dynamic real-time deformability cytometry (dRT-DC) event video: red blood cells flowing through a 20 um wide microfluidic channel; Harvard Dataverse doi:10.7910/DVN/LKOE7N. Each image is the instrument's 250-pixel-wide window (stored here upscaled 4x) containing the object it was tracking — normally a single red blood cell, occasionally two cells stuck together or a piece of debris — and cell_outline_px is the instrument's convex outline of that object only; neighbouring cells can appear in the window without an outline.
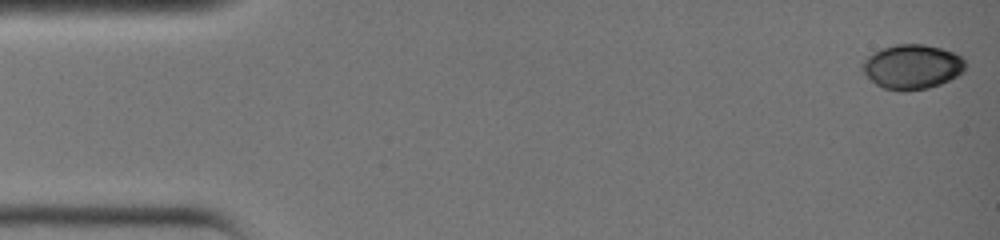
{"species": "common noctule bat (a hibernating species)", "species_latin": "Nyctalus noctula", "temperature_condition": "warm", "stored_images_in_passage": 37, "camera_frame_rate_fps": 3000, "um_per_image_px": 0.085, "animal": {"sex": "female", "body_mass_g": 19.0, "forearm_length_mm": 51.5}, "frame": {"image": 1, "passage_image": 1, "time_ms": 0.0, "image_size_px": [1000, 240], "cell_outline_px": [[964, 72], [940, 84], [928, 88], [884, 88], [876, 84], [860, 68], [860, 64], [872, 52], [896, 44], [924, 44], [940, 48], [952, 52], [960, 56], [964, 60]], "centroid_in_image_um": [77.52, 5.63], "position_along_channel_um": 7.5, "area_um2": 26.01}}
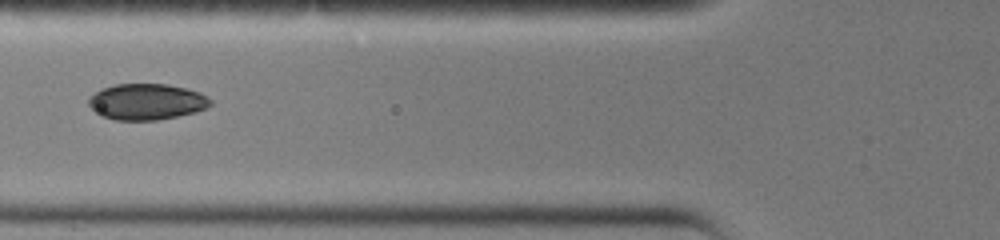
{"frame": {"image": 2, "passage_image": 15, "time_ms": 4.667, "image_size_px": [1000, 240], "cell_outline_px": [[212, 104], [196, 112], [156, 120], [116, 120], [104, 116], [96, 112], [88, 104], [88, 100], [96, 92], [104, 88], [116, 84], [168, 84], [200, 92], [212, 100]], "centroid_in_image_um": [12.49, 8.64], "position_along_channel_um": 113.3, "area_um2": 25.32}}
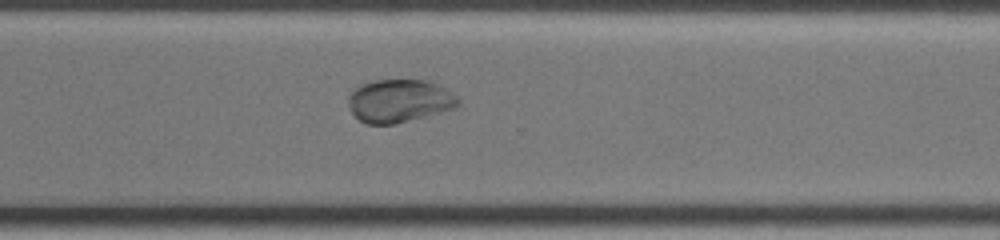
{"frame": {"image": 3, "passage_image": 28, "time_ms": 9.0, "image_size_px": [1000, 240], "cell_outline_px": [[460, 104], [456, 108], [396, 124], [368, 124], [360, 120], [348, 108], [348, 96], [356, 88], [364, 84], [376, 80], [428, 80], [452, 92], [460, 100]], "centroid_in_image_um": [33.96, 8.58], "position_along_channel_um": 336.6, "area_um2": 27.46}}